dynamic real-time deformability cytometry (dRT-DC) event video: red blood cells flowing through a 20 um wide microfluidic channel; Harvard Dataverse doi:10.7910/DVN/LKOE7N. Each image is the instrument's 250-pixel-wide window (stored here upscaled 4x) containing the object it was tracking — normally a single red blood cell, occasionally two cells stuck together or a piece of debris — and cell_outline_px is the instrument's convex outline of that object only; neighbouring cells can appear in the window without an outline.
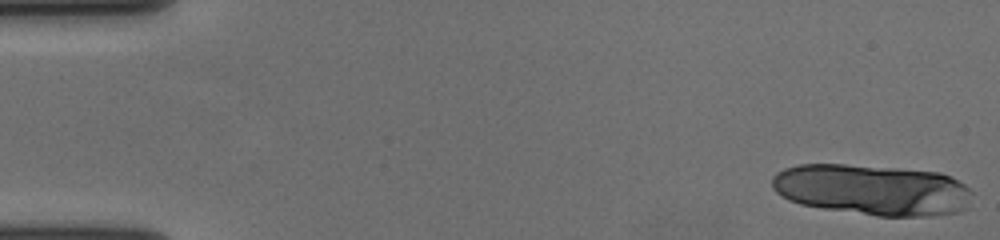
{"species": "human", "species_latin": "Homo sapiens", "temperature_condition": "cold", "stored_images_in_passage": 17, "camera_frame_rate_fps": 3000, "um_per_image_px": 0.085, "donor": {"sex": "female"}, "frame": {"image": 1, "passage_image": 1, "time_ms": 0.0, "image_size_px": [1000, 240], "cell_outline_px": [[972, 192], [968, 208], [960, 212], [928, 216], [876, 216], [824, 208], [800, 204], [788, 200], [776, 192], [772, 188], [772, 176], [776, 172], [784, 168], [800, 164], [844, 164], [896, 168], [940, 172], [964, 184]], "centroid_in_image_um": [74.14, 16.13], "position_along_channel_um": 10.9, "area_um2": 59.59}}